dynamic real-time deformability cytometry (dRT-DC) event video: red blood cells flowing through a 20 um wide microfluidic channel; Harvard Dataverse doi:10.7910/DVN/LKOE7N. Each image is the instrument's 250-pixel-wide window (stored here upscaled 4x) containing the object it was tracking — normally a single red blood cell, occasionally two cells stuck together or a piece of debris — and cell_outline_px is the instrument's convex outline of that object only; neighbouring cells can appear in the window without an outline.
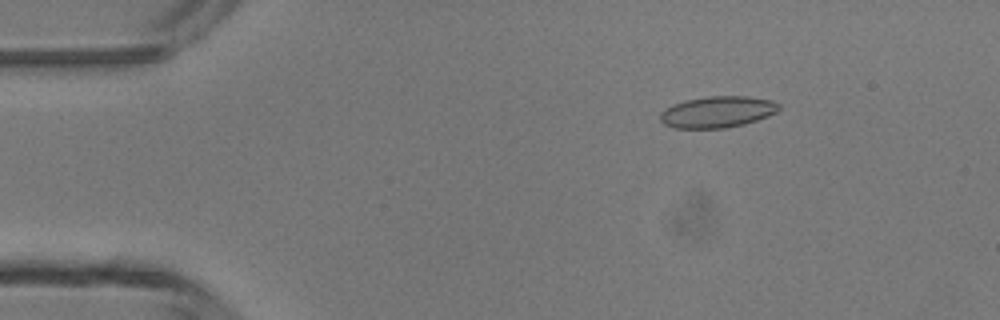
{"species": "common noctule bat (a hibernating species)", "species_latin": "Nyctalus noctula", "temperature_condition": "room temperature", "stored_images_in_passage": 5, "camera_frame_rate_fps": 3000, "um_per_image_px": 0.085, "animal": {"sex": "male", "body_mass_g": 13.3}, "frame": {"image": 1, "passage_image": 2, "time_ms": 1.0, "image_size_px": [1000, 320], "cell_outline_px": [[780, 108], [776, 112], [768, 116], [744, 124], [724, 128], [676, 128], [664, 124], [660, 120], [660, 112], [672, 104], [688, 100], [708, 96], [744, 96], [772, 100], [780, 104]], "centroid_in_image_um": [60.98, 9.51], "position_along_channel_um": 24.0, "area_um2": 21.62}}
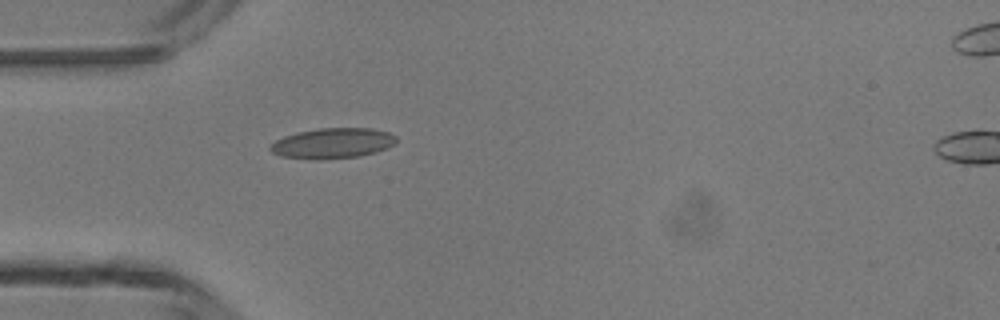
{"frame": {"image": 2, "passage_image": 4, "time_ms": 3.333, "image_size_px": [1000, 320], "cell_outline_px": [[396, 140], [388, 148], [376, 152], [360, 156], [320, 160], [312, 160], [280, 156], [272, 152], [268, 148], [276, 140], [284, 136], [296, 132], [320, 128], [372, 128], [388, 132], [396, 136]], "centroid_in_image_um": [28.25, 12.18], "position_along_channel_um": 56.7, "area_um2": 22.48}}